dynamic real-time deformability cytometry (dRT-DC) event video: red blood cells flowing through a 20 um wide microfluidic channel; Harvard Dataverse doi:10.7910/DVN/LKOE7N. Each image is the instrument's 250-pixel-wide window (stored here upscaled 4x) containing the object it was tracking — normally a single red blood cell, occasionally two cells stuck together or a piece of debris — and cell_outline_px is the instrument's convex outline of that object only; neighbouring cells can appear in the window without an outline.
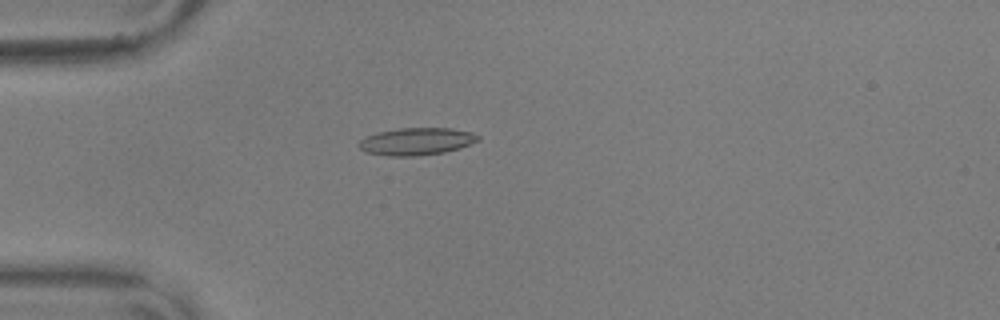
{"species": "common noctule bat (a hibernating species)", "species_latin": "Nyctalus noctula", "temperature_condition": "warm", "stored_images_in_passage": 12, "camera_frame_rate_fps": 3000, "um_per_image_px": 0.085, "animal": {"sex": "male", "body_mass_g": 17.9, "forearm_length_mm": 54.2}, "frame": {"image": 1, "passage_image": 2, "time_ms": 0.333, "image_size_px": [1000, 320], "cell_outline_px": [[480, 140], [460, 148], [444, 152], [416, 156], [388, 156], [364, 152], [360, 148], [360, 140], [364, 136], [380, 132], [400, 128], [452, 128], [472, 132], [480, 136]], "centroid_in_image_um": [35.42, 12.02], "position_along_channel_um": 49.6, "area_um2": 19.02}}
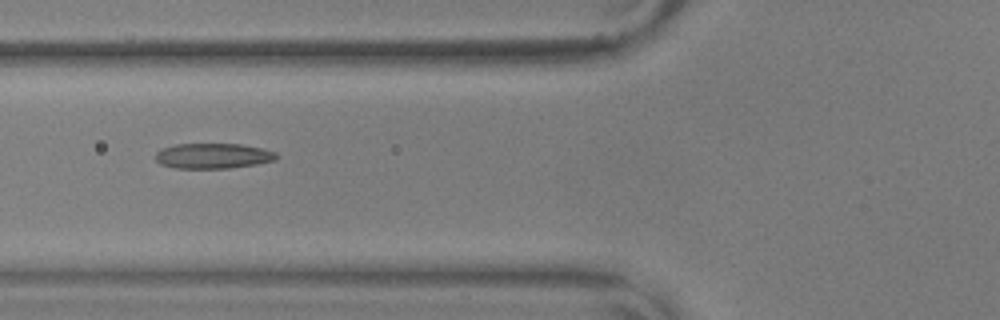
{"frame": {"image": 2, "passage_image": 8, "time_ms": 2.333, "image_size_px": [1000, 320], "cell_outline_px": [[280, 156], [276, 160], [256, 164], [228, 168], [176, 168], [160, 164], [156, 160], [156, 152], [160, 148], [176, 144], [240, 144], [260, 148], [276, 152]], "centroid_in_image_um": [18.11, 13.25], "position_along_channel_um": 107.7, "area_um2": 17.86}}
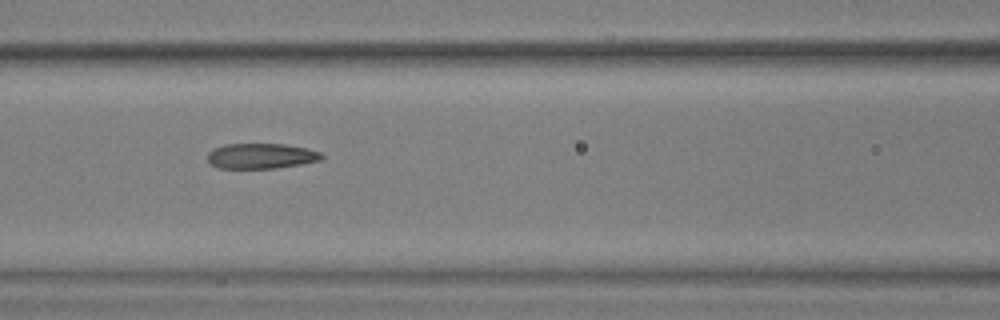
{"frame": {"image": 3, "passage_image": 11, "time_ms": 3.333, "image_size_px": [1000, 320], "cell_outline_px": [[324, 156], [320, 160], [300, 164], [276, 168], [216, 168], [208, 160], [208, 152], [224, 144], [284, 144], [304, 148], [320, 152]], "centroid_in_image_um": [22.18, 13.26], "position_along_channel_um": 144.4, "area_um2": 16.65}}